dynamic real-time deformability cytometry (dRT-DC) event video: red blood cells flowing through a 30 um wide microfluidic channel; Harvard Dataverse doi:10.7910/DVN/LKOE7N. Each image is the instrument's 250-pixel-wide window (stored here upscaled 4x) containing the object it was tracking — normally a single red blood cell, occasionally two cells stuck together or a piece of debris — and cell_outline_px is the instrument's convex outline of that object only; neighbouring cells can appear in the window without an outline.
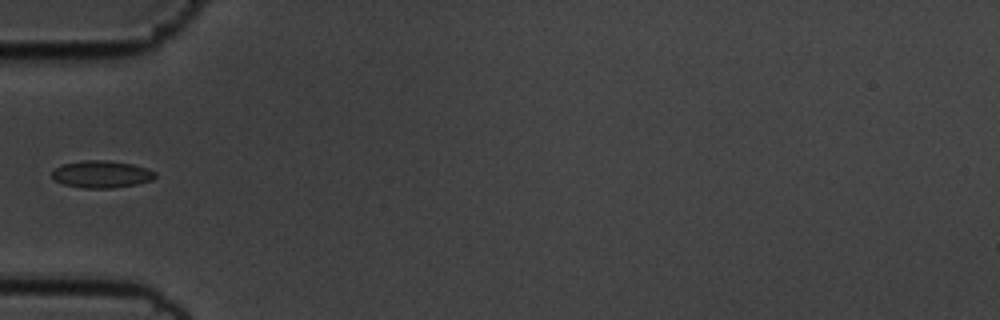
{"species": "common noctule bat (a hibernating species)", "species_latin": "Nyctalus noctula", "temperature_condition": "cold", "stored_images_in_passage": 39, "camera_frame_rate_fps": 3000, "um_per_image_px": 0.085, "animal": {"sex": "male", "body_mass_g": 19.5, "forearm_length_mm": 54.6}, "frame": {"image": 1, "passage_image": 1, "time_ms": 0.0, "image_size_px": [1000, 320], "cell_outline_px": [[156, 176], [152, 180], [136, 184], [112, 188], [84, 188], [64, 184], [56, 180], [52, 176], [52, 172], [56, 168], [64, 164], [84, 160], [108, 160], [132, 164], [148, 168], [156, 172]], "centroid_in_image_um": [8.67, 14.8], "position_along_channel_um": 76.3, "area_um2": 16.24}}
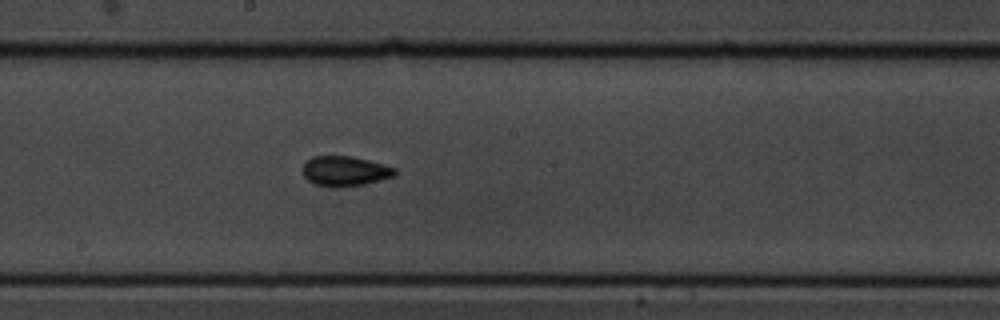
{"frame": {"image": 2, "passage_image": 13, "time_ms": 4.0, "image_size_px": [1000, 320], "cell_outline_px": [[396, 176], [364, 184], [336, 188], [332, 188], [316, 184], [308, 180], [304, 176], [304, 164], [312, 156], [352, 156], [384, 164], [396, 168]], "centroid_in_image_um": [29.35, 14.55], "position_along_channel_um": 218.9, "area_um2": 16.13}}
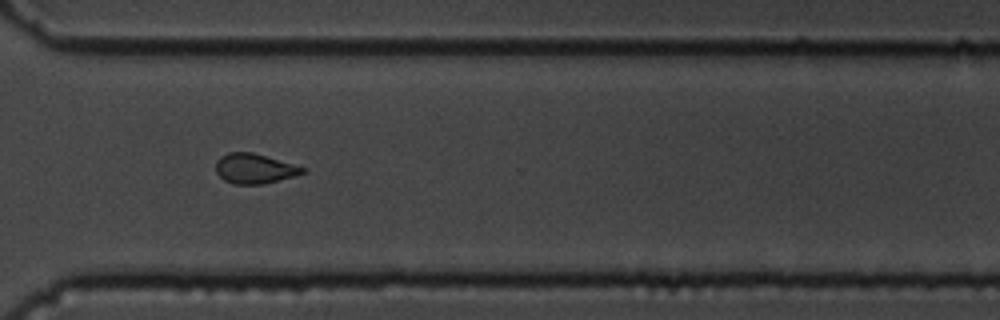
{"frame": {"image": 3, "passage_image": 24, "time_ms": 7.667, "image_size_px": [1000, 320], "cell_outline_px": [[304, 172], [292, 176], [264, 184], [232, 184], [224, 180], [216, 172], [216, 160], [220, 156], [228, 152], [252, 152], [292, 164], [304, 168]], "centroid_in_image_um": [21.55, 14.33], "position_along_channel_um": 349.1, "area_um2": 14.85}}